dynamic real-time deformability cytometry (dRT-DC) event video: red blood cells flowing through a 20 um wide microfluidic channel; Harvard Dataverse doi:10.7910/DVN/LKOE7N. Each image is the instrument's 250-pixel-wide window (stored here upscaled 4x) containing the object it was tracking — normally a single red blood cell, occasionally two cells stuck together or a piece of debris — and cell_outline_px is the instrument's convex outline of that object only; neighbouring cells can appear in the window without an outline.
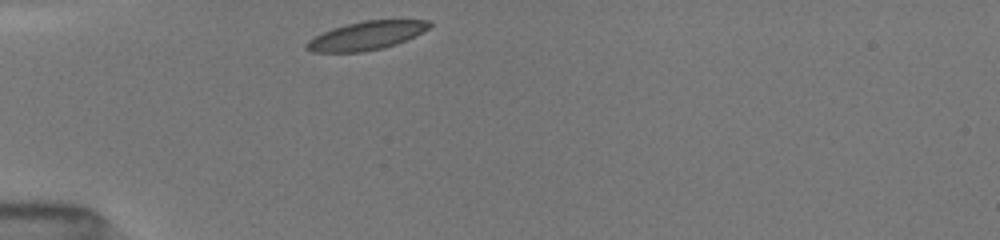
{"species": "common noctule bat (a hibernating species)", "species_latin": "Nyctalus noctula", "temperature_condition": "room temperature", "stored_images_in_passage": 30, "camera_frame_rate_fps": 3000, "um_per_image_px": 0.085, "animal": {"sex": "female", "body_mass_g": 19.5, "forearm_length_mm": 54.1}, "frame": {"image": 1, "passage_image": 1, "time_ms": 0.0, "image_size_px": [1000, 240], "cell_outline_px": [[432, 24], [428, 28], [396, 44], [384, 48], [360, 52], [312, 52], [304, 48], [304, 44], [308, 40], [332, 28], [364, 20], [428, 20]], "centroid_in_image_um": [31.08, 3.04], "position_along_channel_um": 53.9, "area_um2": 20.11}}
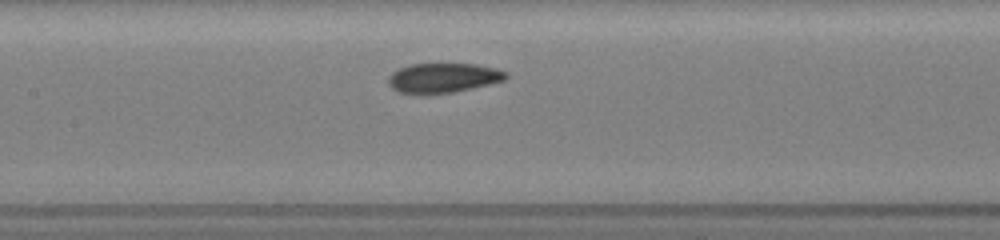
{"frame": {"image": 2, "passage_image": 11, "time_ms": 3.333, "image_size_px": [1000, 240], "cell_outline_px": [[508, 76], [504, 80], [488, 84], [452, 92], [428, 96], [396, 92], [388, 84], [388, 76], [392, 72], [408, 64], [476, 64], [496, 68], [508, 72]], "centroid_in_image_um": [37.61, 6.64], "position_along_channel_um": 169.8, "area_um2": 20.69}}
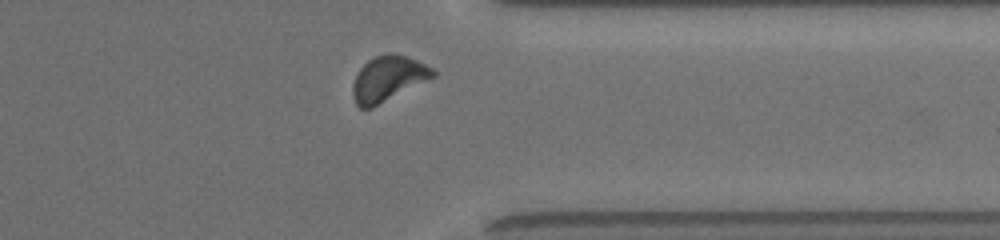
{"frame": {"image": 3, "passage_image": 27, "time_ms": 8.667, "image_size_px": [1000, 240], "cell_outline_px": [[436, 76], [372, 108], [360, 108], [356, 104], [352, 96], [352, 84], [360, 68], [368, 60], [376, 56], [388, 52], [392, 52], [416, 60], [432, 68], [436, 72]], "centroid_in_image_um": [32.97, 6.69], "position_along_channel_um": 378.4, "area_um2": 21.1}, "authors_computed_cell_mechanics": {"area_um2": 20.6346, "velocity_mm_per_s": 3.9602, "shape_relaxation_time_tau1_ms": 2.3046, "shape_relaxation_time_tau2_ms": 3.463, "deformation_change_tau1": 0.0832, "deformation_change_tau2": 0.0861}}